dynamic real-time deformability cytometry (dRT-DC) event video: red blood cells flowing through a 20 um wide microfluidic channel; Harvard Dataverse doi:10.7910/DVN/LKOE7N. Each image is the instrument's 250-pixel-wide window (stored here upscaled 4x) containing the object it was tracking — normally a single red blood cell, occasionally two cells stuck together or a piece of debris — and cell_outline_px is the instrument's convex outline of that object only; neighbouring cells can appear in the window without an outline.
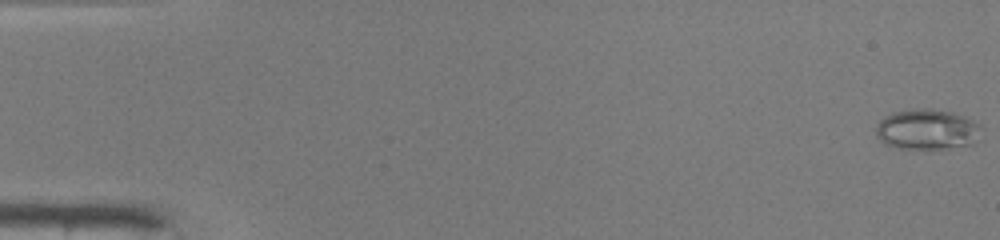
{"species": "common noctule bat (a hibernating species)", "species_latin": "Nyctalus noctula", "temperature_condition": "warm", "stored_images_in_passage": 49, "camera_frame_rate_fps": 3000, "um_per_image_px": 0.085, "animal": {"sex": "male", "body_mass_g": 19.0, "forearm_length_mm": 50.8}, "frame": {"image": 1, "passage_image": 1, "time_ms": 0.0, "image_size_px": [1000, 240], "cell_outline_px": [[984, 128], [976, 140], [972, 144], [944, 148], [900, 148], [884, 144], [876, 136], [876, 124], [884, 116], [892, 112], [912, 108], [932, 108], [952, 112], [964, 116], [980, 124]], "centroid_in_image_um": [78.79, 10.97], "position_along_channel_um": 6.2, "area_um2": 25.09}}
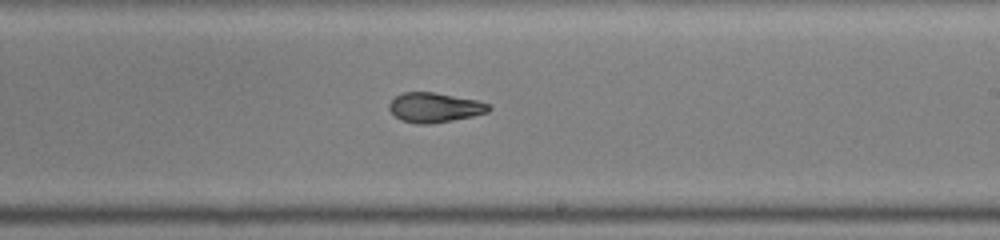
{"frame": {"image": 2, "passage_image": 30, "time_ms": 9.667, "image_size_px": [1000, 240], "cell_outline_px": [[492, 108], [488, 112], [472, 116], [452, 120], [428, 124], [416, 124], [400, 120], [388, 108], [388, 104], [396, 96], [404, 92], [436, 92], [476, 100], [488, 104]], "centroid_in_image_um": [36.93, 9.13], "position_along_channel_um": 252.1, "area_um2": 17.17}}
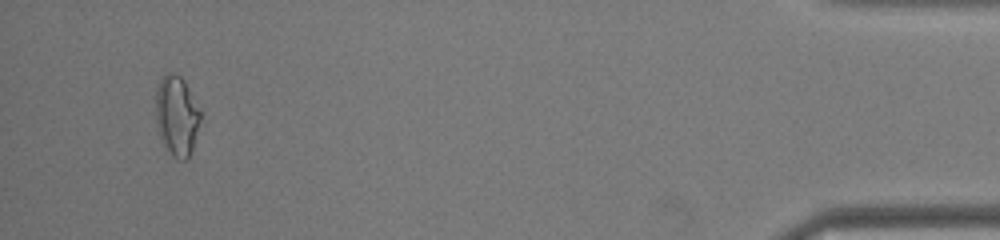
{"frame": {"image": 3, "passage_image": 47, "time_ms": 15.333, "image_size_px": [1000, 240], "cell_outline_px": [[200, 120], [192, 152], [188, 160], [180, 160], [172, 156], [164, 144], [160, 136], [156, 124], [156, 88], [160, 80], [168, 72], [172, 72], [180, 76], [184, 80], [200, 112]], "centroid_in_image_um": [15.01, 9.86], "position_along_channel_um": 420.2, "area_um2": 20.69}, "authors_computed_cell_mechanics": {"area_um2": 19.074, "velocity_mm_per_s": 4.208, "shape_relaxation_time_tau1_ms": 9.7742, "shape_relaxation_time_tau2_ms": 1.8151, "deformation_change_tau1": 0.2777, "deformation_change_tau2": 0.078}}